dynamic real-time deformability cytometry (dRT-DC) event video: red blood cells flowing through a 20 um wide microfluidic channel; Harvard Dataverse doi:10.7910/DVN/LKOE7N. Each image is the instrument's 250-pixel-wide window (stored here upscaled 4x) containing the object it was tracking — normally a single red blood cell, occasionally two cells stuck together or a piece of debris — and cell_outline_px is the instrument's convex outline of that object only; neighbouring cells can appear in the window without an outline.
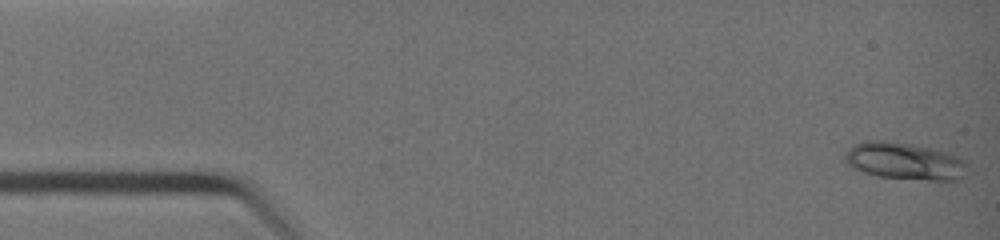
{"species": "common noctule bat (a hibernating species)", "species_latin": "Nyctalus noctula", "temperature_condition": "warm", "stored_images_in_passage": 39, "camera_frame_rate_fps": 3000, "um_per_image_px": 0.085, "animal": {"sex": "female", "body_mass_g": 19.0, "forearm_length_mm": 51.5}, "frame": {"image": 1, "passage_image": 1, "time_ms": 0.0, "image_size_px": [1000, 240], "cell_outline_px": [[964, 176], [956, 180], [928, 180], [880, 176], [864, 172], [852, 168], [848, 164], [844, 156], [844, 152], [852, 144], [868, 140], [884, 140], [912, 144], [952, 152], [964, 160]], "centroid_in_image_um": [76.86, 13.67], "position_along_channel_um": 8.1, "area_um2": 26.53}}
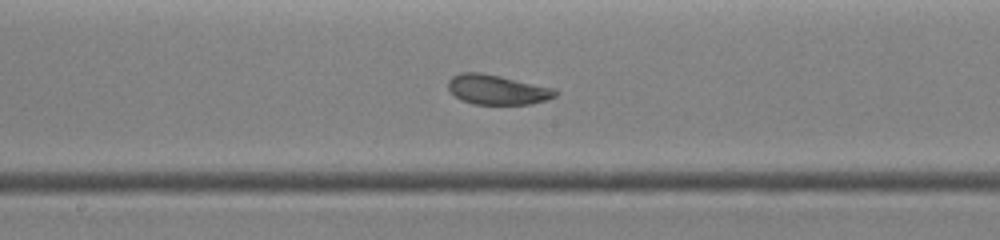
{"frame": {"image": 2, "passage_image": 21, "time_ms": 6.667, "image_size_px": [1000, 240], "cell_outline_px": [[560, 92], [556, 96], [532, 104], [472, 104], [460, 100], [448, 88], [448, 80], [452, 76], [460, 72], [480, 72], [500, 76], [556, 88]], "centroid_in_image_um": [42.27, 7.62], "position_along_channel_um": 205.9, "area_um2": 18.73}}
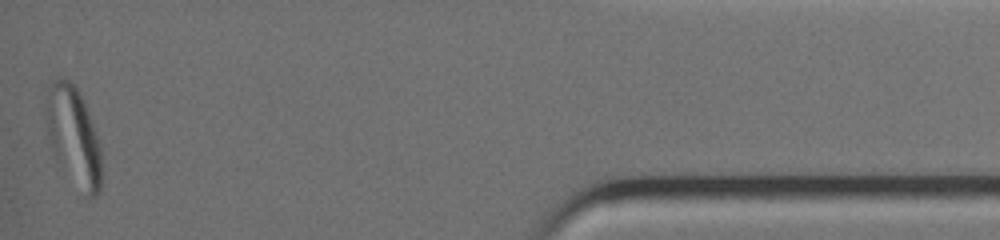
{"frame": {"image": 3, "passage_image": 39, "time_ms": 12.667, "image_size_px": [1000, 240], "cell_outline_px": [[100, 188], [96, 196], [84, 196], [56, 160], [48, 136], [44, 104], [48, 88], [52, 80], [56, 76], [60, 76], [68, 80], [80, 92], [84, 100], [96, 132], [100, 144]], "centroid_in_image_um": [6.22, 11.53], "position_along_channel_um": 429.0, "area_um2": 32.14}, "authors_computed_cell_mechanics": {"area_um2": 21.386, "velocity_mm_per_s": 4.8493, "shape_relaxation_time_tau1_ms": 5.7643, "shape_relaxation_time_tau2_ms": 0.7744, "deformation_change_tau1": 0.226, "deformation_change_tau2": 0.0711}}